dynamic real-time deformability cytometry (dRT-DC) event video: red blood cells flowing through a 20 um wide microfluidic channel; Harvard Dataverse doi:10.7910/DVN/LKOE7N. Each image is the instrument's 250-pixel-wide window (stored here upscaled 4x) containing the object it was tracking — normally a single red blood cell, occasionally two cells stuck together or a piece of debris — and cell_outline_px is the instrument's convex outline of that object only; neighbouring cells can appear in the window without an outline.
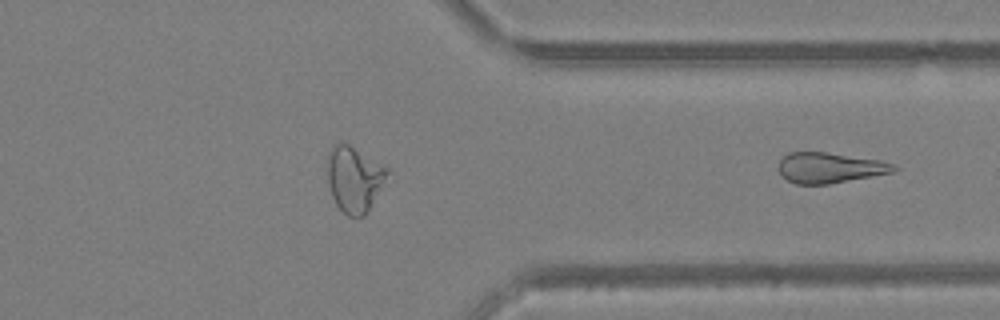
{"species": "Egyptian fruit bat (a non-hibernating species)", "species_latin": "Rousettus aegyptiacus", "temperature_condition": "warm", "stored_images_in_passage": 34, "segment_of_instrument_passage": [2, 2], "camera_frame_rate_fps": 3000, "um_per_image_px": 0.085, "animal": {"sex": "female"}, "frame": {"image": 1, "passage_image": 34, "time_ms": 11.0, "image_size_px": [1000, 320], "cell_outline_px": [[900, 168], [892, 172], [828, 184], [796, 184], [788, 180], [780, 172], [780, 160], [788, 152], [828, 152], [884, 160]], "centroid_in_image_um": [70.57, 14.24], "position_along_channel_um": 340.8, "area_um2": 20.35}}